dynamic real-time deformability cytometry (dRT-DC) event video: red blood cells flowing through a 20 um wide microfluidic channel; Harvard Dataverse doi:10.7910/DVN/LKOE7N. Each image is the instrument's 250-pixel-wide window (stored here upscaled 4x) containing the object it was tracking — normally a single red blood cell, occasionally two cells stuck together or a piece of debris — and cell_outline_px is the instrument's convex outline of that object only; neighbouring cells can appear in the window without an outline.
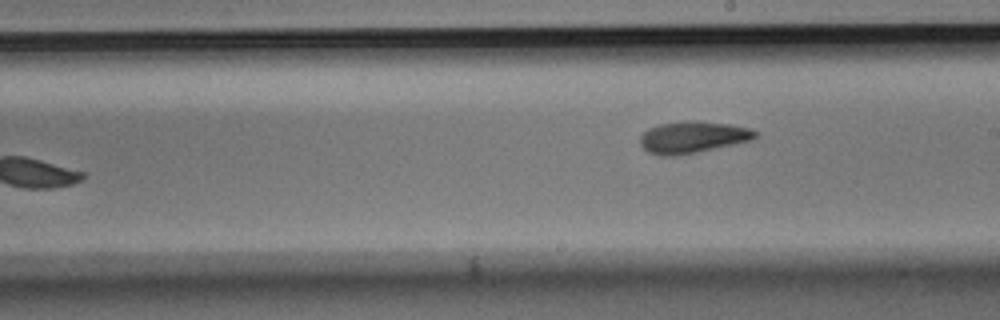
{"species": "Egyptian fruit bat (a non-hibernating species)", "species_latin": "Rousettus aegyptiacus", "temperature_condition": "room temperature", "stored_images_in_passage": 9, "camera_frame_rate_fps": 3000, "um_per_image_px": 0.085, "animal": {"sex": "male"}, "frame": {"image": 1, "passage_image": 9, "time_ms": 2.667, "image_size_px": [1000, 320], "cell_outline_px": [[760, 136], [752, 140], [696, 152], [676, 156], [660, 156], [648, 152], [640, 144], [640, 136], [648, 128], [660, 124], [688, 120], [700, 120], [728, 124], [752, 128], [760, 132]], "centroid_in_image_um": [58.92, 11.65], "position_along_channel_um": 230.1, "area_um2": 21.56}}